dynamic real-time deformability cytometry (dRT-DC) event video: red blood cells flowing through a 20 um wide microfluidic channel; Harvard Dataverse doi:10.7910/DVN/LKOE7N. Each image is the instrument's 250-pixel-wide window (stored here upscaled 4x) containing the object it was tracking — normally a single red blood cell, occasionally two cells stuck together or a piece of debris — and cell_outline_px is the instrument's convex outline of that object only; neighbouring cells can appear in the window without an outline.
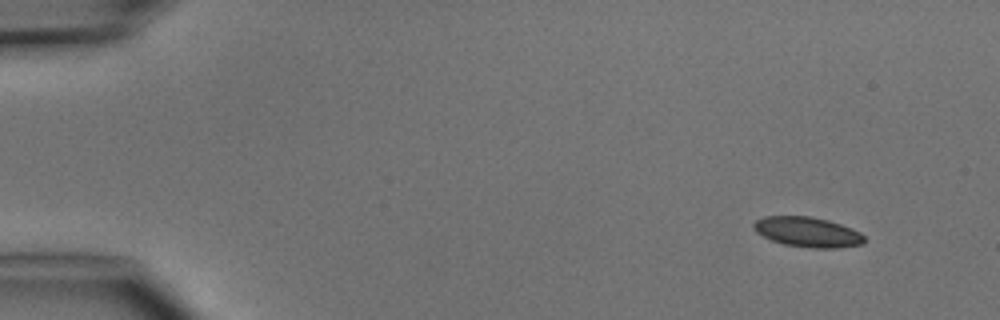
{"species": "common noctule bat (a hibernating species)", "species_latin": "Nyctalus noctula", "temperature_condition": "cold", "stored_images_in_passage": 5, "camera_frame_rate_fps": 3000, "um_per_image_px": 0.085, "animal": {"sex": "male", "body_mass_g": 15.6}, "frame": {"image": 1, "passage_image": 1, "time_ms": 0.0, "image_size_px": [1000, 320], "cell_outline_px": [[864, 240], [860, 244], [836, 248], [812, 248], [784, 244], [772, 240], [756, 232], [752, 228], [752, 224], [756, 220], [764, 216], [808, 216], [828, 220], [852, 228], [860, 232], [864, 236]], "centroid_in_image_um": [68.61, 19.71], "position_along_channel_um": 16.4, "area_um2": 19.25}}